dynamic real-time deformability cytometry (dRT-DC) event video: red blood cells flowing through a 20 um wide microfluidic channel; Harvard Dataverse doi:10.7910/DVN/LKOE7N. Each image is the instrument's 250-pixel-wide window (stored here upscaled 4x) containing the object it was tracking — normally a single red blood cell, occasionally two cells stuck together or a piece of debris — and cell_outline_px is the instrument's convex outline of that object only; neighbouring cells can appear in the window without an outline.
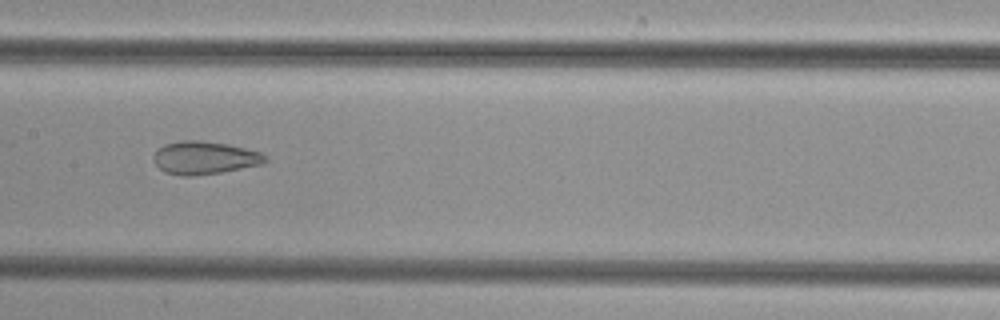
{"species": "common noctule bat (a hibernating species)", "species_latin": "Nyctalus noctula", "temperature_condition": "cold", "stored_images_in_passage": 36, "camera_frame_rate_fps": 3000, "um_per_image_px": 0.085, "animal": {"sex": "female", "body_mass_g": 29.2, "forearm_length_mm": 56.3}, "frame": {"image": 1, "passage_image": 11, "time_ms": 3.333, "image_size_px": [1000, 320], "cell_outline_px": [[268, 160], [260, 164], [220, 172], [192, 176], [180, 176], [164, 172], [152, 160], [152, 156], [164, 144], [180, 140], [200, 140], [228, 144], [260, 152], [268, 156]], "centroid_in_image_um": [17.35, 13.4], "position_along_channel_um": 190.0, "area_um2": 21.39}}